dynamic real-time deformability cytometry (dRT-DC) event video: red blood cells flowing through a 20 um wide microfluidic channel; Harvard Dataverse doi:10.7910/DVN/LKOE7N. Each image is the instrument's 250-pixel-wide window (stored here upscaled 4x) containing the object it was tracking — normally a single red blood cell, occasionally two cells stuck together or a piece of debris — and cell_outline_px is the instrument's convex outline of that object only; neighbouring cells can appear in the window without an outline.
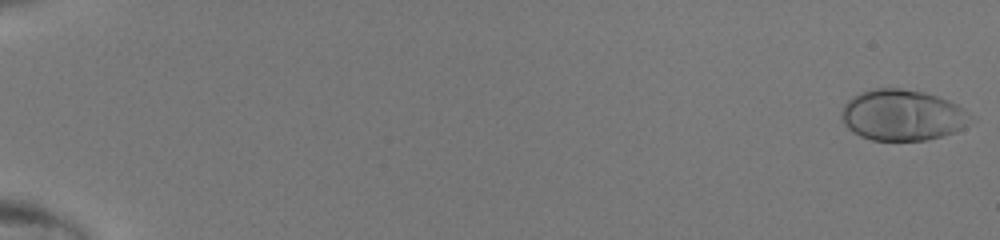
{"species": "human", "species_latin": "Homo sapiens", "temperature_condition": "room temperature", "stored_images_in_passage": 49, "camera_frame_rate_fps": 3000, "um_per_image_px": 0.085, "donor": {"sex": "male"}, "frame": {"image": 1, "passage_image": 1, "time_ms": 0.0, "image_size_px": [1000, 240], "cell_outline_px": [[976, 120], [964, 128], [956, 132], [924, 140], [872, 140], [860, 136], [852, 132], [844, 124], [840, 116], [840, 112], [844, 104], [852, 96], [860, 92], [872, 88], [900, 88], [924, 92], [948, 100], [964, 108]], "centroid_in_image_um": [76.71, 9.78], "position_along_channel_um": 8.3, "area_um2": 38.78}}
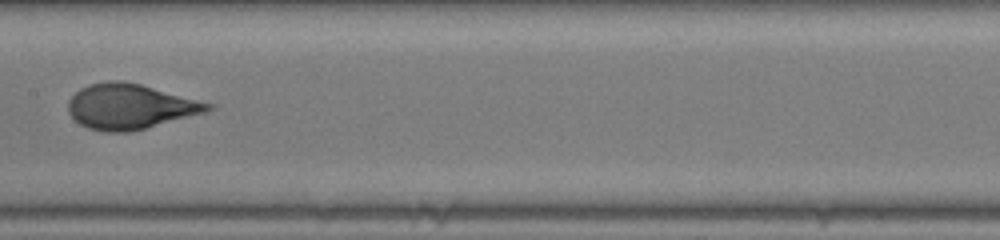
{"frame": {"image": 2, "passage_image": 28, "time_ms": 9.0, "image_size_px": [1000, 240], "cell_outline_px": [[216, 108], [204, 112], [144, 128], [128, 132], [104, 132], [88, 128], [80, 124], [68, 112], [68, 100], [80, 88], [88, 84], [108, 80], [120, 80], [140, 84], [216, 104]], "centroid_in_image_um": [11.05, 9.04], "position_along_channel_um": 196.4, "area_um2": 36.65}}
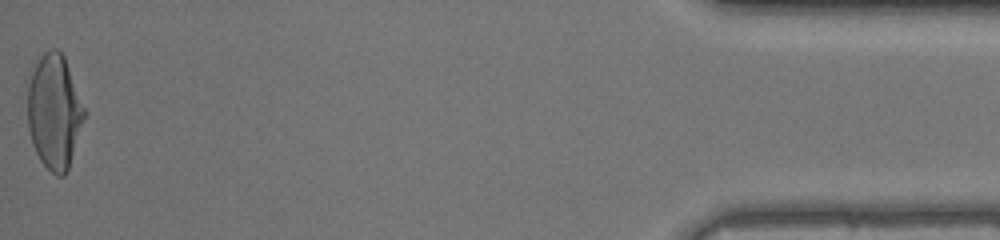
{"frame": {"image": 3, "passage_image": 49, "time_ms": 16.0, "image_size_px": [1000, 240], "cell_outline_px": [[88, 112], [68, 168], [64, 176], [56, 176], [40, 160], [32, 144], [28, 128], [28, 84], [32, 72], [40, 56], [44, 52], [52, 48], [56, 48], [64, 56]], "centroid_in_image_um": [4.65, 9.49], "position_along_channel_um": 430.6, "area_um2": 38.15}}